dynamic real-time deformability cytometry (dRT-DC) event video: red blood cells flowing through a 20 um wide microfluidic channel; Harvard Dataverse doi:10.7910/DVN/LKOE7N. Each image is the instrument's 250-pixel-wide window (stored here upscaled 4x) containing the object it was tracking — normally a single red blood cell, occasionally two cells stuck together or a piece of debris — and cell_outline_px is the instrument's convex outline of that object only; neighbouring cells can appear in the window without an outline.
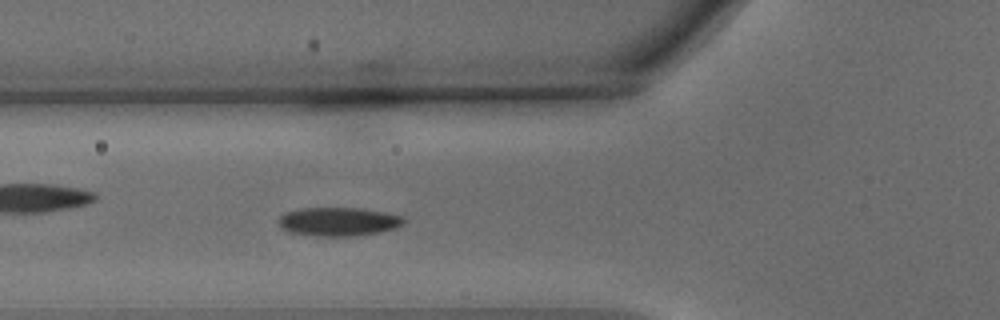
{"species": "common noctule bat (a hibernating species)", "species_latin": "Nyctalus noctula", "temperature_condition": "warm", "stored_images_in_passage": 44, "camera_frame_rate_fps": 3000, "um_per_image_px": 0.085, "animal": {"sex": "male", "body_mass_g": 15.6}, "frame": {"image": 1, "passage_image": 15, "time_ms": 4.667, "image_size_px": [1000, 320], "cell_outline_px": [[404, 224], [396, 228], [376, 232], [348, 236], [316, 236], [292, 232], [280, 228], [276, 224], [280, 216], [284, 212], [304, 208], [360, 208], [384, 212], [404, 216]], "centroid_in_image_um": [28.73, 18.83], "position_along_channel_um": 97.1, "area_um2": 20.87}}
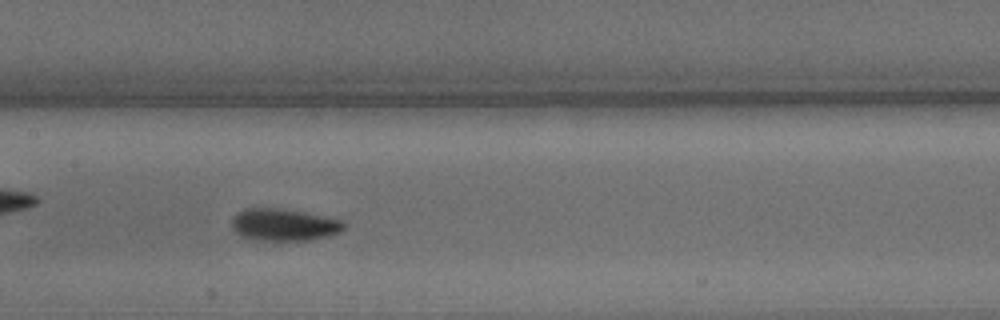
{"frame": {"image": 2, "passage_image": 22, "time_ms": 7.0, "image_size_px": [1000, 320], "cell_outline_px": [[344, 228], [340, 232], [328, 236], [308, 240], [248, 240], [240, 236], [232, 228], [232, 220], [236, 212], [248, 208], [280, 208], [344, 220]], "centroid_in_image_um": [24.1, 19.11], "position_along_channel_um": 183.3, "area_um2": 21.04}}
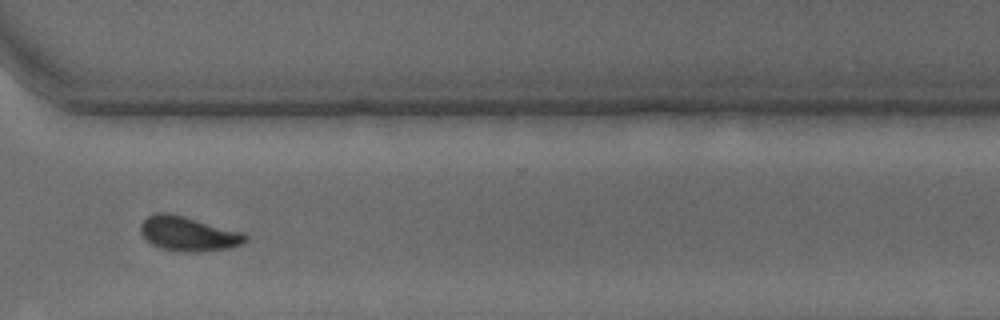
{"frame": {"image": 3, "passage_image": 36, "time_ms": 11.667, "image_size_px": [1000, 320], "cell_outline_px": [[248, 240], [240, 244], [228, 248], [200, 252], [184, 252], [160, 248], [152, 244], [140, 232], [140, 224], [148, 216], [156, 212], [168, 212], [184, 216], [244, 232], [248, 236]], "centroid_in_image_um": [16.01, 19.86], "position_along_channel_um": 354.6, "area_um2": 21.15}, "authors_computed_cell_mechanics": {"area_um2": 20.6635, "velocity_mm_per_s": 3.6721, "shape_relaxation_time_tau1_ms": 2.4337, "shape_relaxation_time_tau2_ms": 1.9551, "deformation_change_tau1": 0.1166, "deformation_change_tau2": 0.0536}}